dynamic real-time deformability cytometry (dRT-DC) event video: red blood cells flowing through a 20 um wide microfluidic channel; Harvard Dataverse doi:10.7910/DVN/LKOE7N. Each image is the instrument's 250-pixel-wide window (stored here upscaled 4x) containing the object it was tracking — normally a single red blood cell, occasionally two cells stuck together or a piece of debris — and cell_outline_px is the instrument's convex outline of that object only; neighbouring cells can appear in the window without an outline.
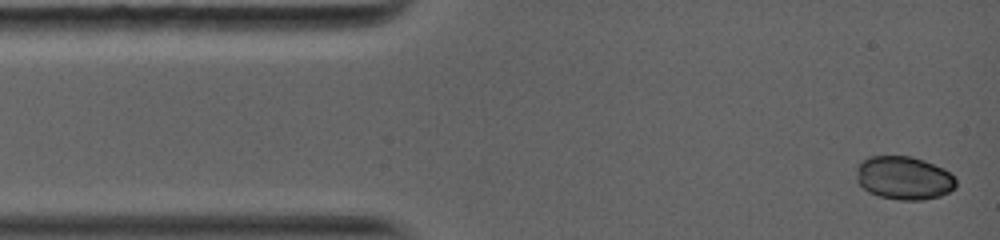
{"species": "common noctule bat (a hibernating species)", "species_latin": "Nyctalus noctula", "temperature_condition": "warm", "stored_images_in_passage": 9, "camera_frame_rate_fps": 5000, "um_per_image_px": 0.085, "animal": {"sex": "female", "body_mass_g": 19.0, "forearm_length_mm": 56.7}, "frame": {"image": 1, "passage_image": 1, "time_ms": 0.0, "image_size_px": [1000, 240], "cell_outline_px": [[956, 188], [940, 196], [924, 200], [900, 200], [880, 196], [868, 192], [856, 180], [856, 168], [868, 156], [912, 156], [924, 160], [944, 168], [956, 176]], "centroid_in_image_um": [76.86, 15.12], "position_along_channel_um": 8.1, "area_um2": 25.37}}
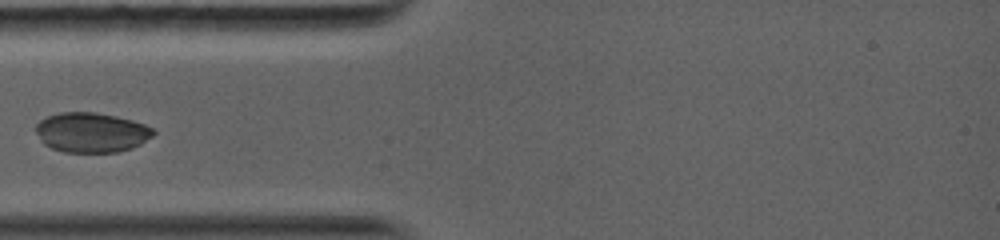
{"frame": {"image": 2, "passage_image": 7, "time_ms": 3.4, "image_size_px": [1000, 240], "cell_outline_px": [[156, 132], [152, 136], [140, 144], [132, 148], [116, 152], [64, 152], [52, 148], [44, 144], [40, 140], [36, 132], [36, 124], [40, 120], [48, 116], [60, 112], [96, 112], [116, 116], [132, 120], [144, 124], [152, 128]], "centroid_in_image_um": [7.76, 11.25], "position_along_channel_um": 77.2, "area_um2": 27.28}}
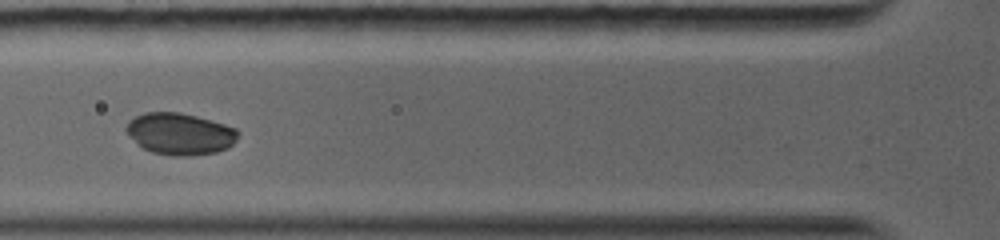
{"frame": {"image": 3, "passage_image": 8, "time_ms": 4.2, "image_size_px": [1000, 240], "cell_outline_px": [[240, 132], [236, 140], [228, 148], [216, 152], [192, 156], [172, 156], [152, 152], [136, 144], [124, 128], [128, 120], [144, 112], [180, 112], [196, 116], [224, 124], [236, 128]], "centroid_in_image_um": [15.28, 11.38], "position_along_channel_um": 110.5, "area_um2": 27.4}}